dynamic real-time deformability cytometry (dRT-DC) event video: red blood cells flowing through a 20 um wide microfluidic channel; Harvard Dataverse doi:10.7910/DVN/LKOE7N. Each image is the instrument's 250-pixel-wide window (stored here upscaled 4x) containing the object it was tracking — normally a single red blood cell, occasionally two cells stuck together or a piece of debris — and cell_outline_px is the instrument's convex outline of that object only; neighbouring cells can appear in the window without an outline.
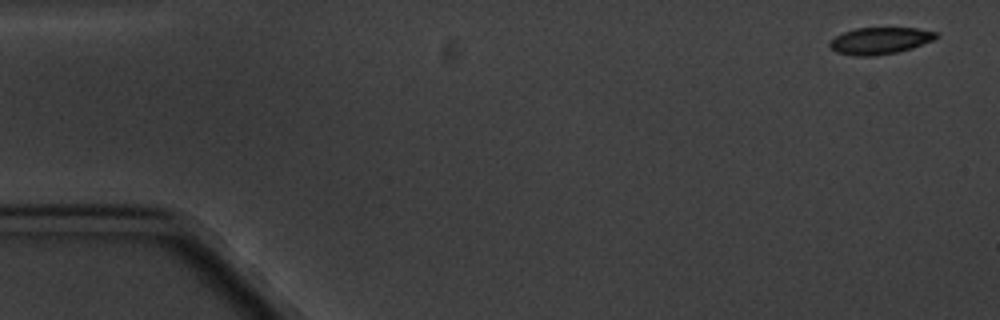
{"species": "common noctule bat (a hibernating species)", "species_latin": "Nyctalus noctula", "temperature_condition": "cold", "stored_images_in_passage": 5, "camera_frame_rate_fps": 3000, "um_per_image_px": 0.085, "animal": {"sex": "male", "body_mass_g": 20.1, "forearm_length_mm": 53.5}, "frame": {"image": 1, "passage_image": 1, "time_ms": 0.0, "image_size_px": [1000, 320], "cell_outline_px": [[940, 36], [932, 40], [912, 48], [896, 52], [876, 56], [856, 56], [836, 52], [828, 44], [828, 40], [844, 32], [856, 28], [916, 28], [940, 32]], "centroid_in_image_um": [74.8, 3.46], "position_along_channel_um": 10.2, "area_um2": 16.7}}
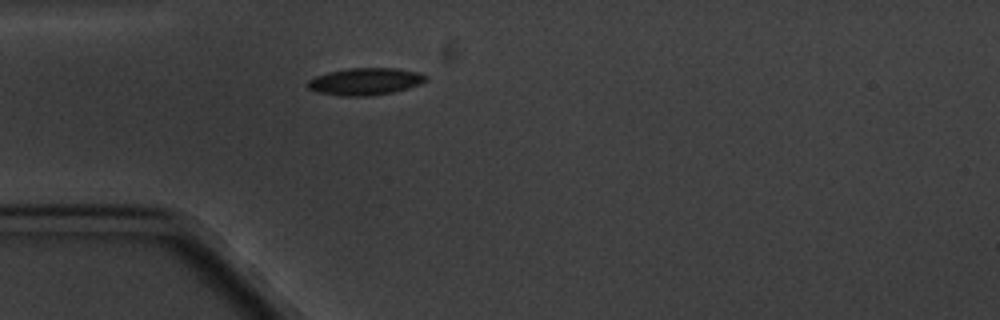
{"frame": {"image": 2, "passage_image": 5, "time_ms": 4.667, "image_size_px": [1000, 320], "cell_outline_px": [[428, 80], [420, 84], [408, 88], [392, 92], [368, 96], [340, 96], [316, 92], [308, 88], [308, 80], [316, 76], [328, 72], [348, 68], [396, 68], [420, 72], [428, 76]], "centroid_in_image_um": [31.06, 6.92], "position_along_channel_um": 53.9, "area_um2": 18.79}}